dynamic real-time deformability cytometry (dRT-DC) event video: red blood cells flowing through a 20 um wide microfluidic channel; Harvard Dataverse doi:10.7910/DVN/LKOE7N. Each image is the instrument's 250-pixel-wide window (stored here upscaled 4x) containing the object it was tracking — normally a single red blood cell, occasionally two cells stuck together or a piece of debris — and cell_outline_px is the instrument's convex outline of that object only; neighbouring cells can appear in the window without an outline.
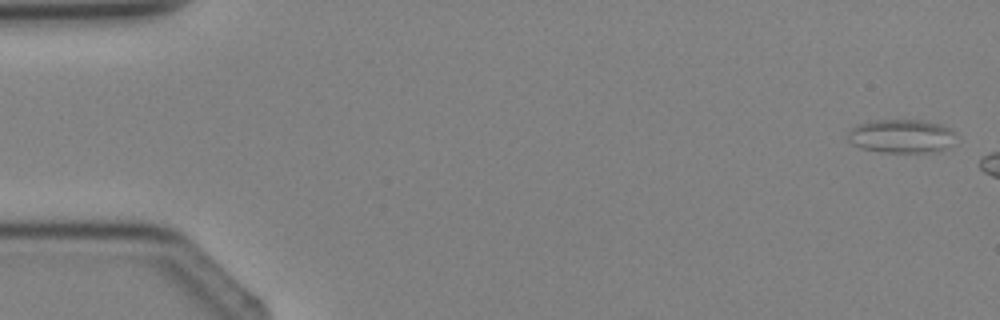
{"species": "Egyptian fruit bat (a non-hibernating species)", "species_latin": "Rousettus aegyptiacus", "temperature_condition": "cold", "stored_images_in_passage": 4, "camera_frame_rate_fps": 3000, "um_per_image_px": 0.085, "animal": {"sex": "female"}, "frame": {"image": 1, "passage_image": 1, "time_ms": 0.0, "image_size_px": [1000, 320], "cell_outline_px": [[960, 136], [952, 144], [940, 152], [880, 152], [860, 148], [852, 144], [848, 140], [848, 132], [856, 124], [872, 120], [920, 120], [940, 124], [952, 128]], "centroid_in_image_um": [76.68, 11.57], "position_along_channel_um": 8.3, "area_um2": 21.73}}